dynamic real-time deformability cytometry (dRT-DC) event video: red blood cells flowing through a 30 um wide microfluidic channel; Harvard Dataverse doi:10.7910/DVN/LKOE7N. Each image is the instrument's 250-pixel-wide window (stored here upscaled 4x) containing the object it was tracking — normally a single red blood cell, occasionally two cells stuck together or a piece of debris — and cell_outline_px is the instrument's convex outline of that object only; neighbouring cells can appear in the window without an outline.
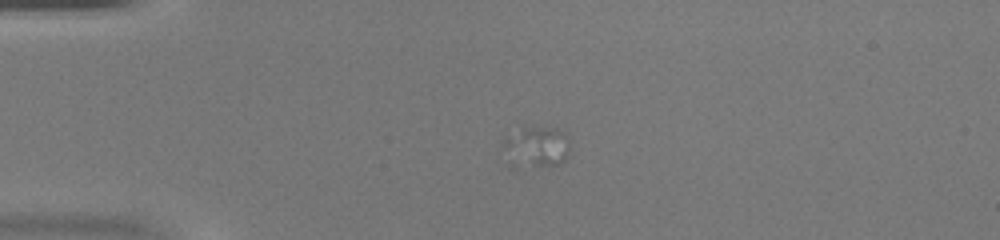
{"species": "common noctule bat (a hibernating species)", "species_latin": "Nyctalus noctula", "temperature_condition": "warm", "stored_images_in_passage": 39, "camera_frame_rate_fps": 3000, "um_per_image_px": 0.085, "animal": {"sex": "female", "body_mass_g": 20.0, "forearm_length_mm": 54.0}, "frame": {"image": 1, "passage_image": 1, "time_ms": 0.0, "image_size_px": [1000, 240], "cell_outline_px": [[568, 152], [564, 160], [560, 164], [532, 164], [524, 136], [524, 128], [556, 128], [568, 132]], "centroid_in_image_um": [46.47, 12.34], "position_along_channel_um": 38.5, "area_um2": 10.17}}
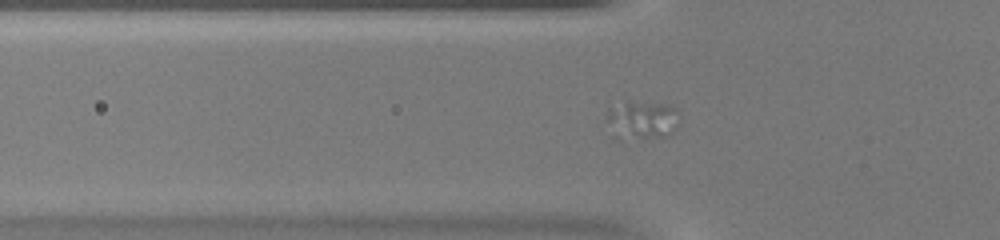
{"frame": {"image": 2, "passage_image": 6, "time_ms": 1.667, "image_size_px": [1000, 240], "cell_outline_px": [[680, 124], [668, 136], [620, 140], [616, 140], [612, 136], [608, 120], [608, 108], [628, 104], [668, 104], [676, 108]], "centroid_in_image_um": [54.6, 10.28], "position_along_channel_um": 71.2, "area_um2": 16.01}}